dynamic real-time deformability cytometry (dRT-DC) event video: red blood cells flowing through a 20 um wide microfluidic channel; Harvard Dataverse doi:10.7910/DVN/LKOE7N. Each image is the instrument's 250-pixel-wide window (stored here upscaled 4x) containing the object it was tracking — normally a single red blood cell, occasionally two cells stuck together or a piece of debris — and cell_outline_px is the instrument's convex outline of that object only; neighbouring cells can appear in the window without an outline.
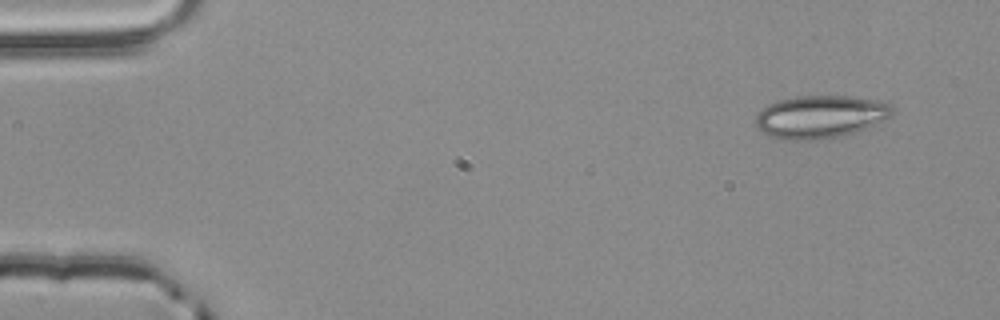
{"species": "common noctule bat (a hibernating species)", "species_latin": "Nyctalus noctula", "temperature_condition": "room temperature", "stored_images_in_passage": 51, "camera_frame_rate_fps": 3000, "um_per_image_px": 0.085, "animal": {"sex": "male", "body_mass_g": 20.4}, "frame": {"image": 1, "passage_image": 1, "time_ms": 0.0, "image_size_px": [1000, 320], "cell_outline_px": [[892, 116], [864, 128], [840, 136], [816, 140], [784, 140], [772, 136], [756, 128], [756, 116], [768, 104], [780, 100], [796, 96], [848, 96], [876, 100], [888, 104], [892, 108]], "centroid_in_image_um": [69.69, 9.92], "position_along_channel_um": 15.3, "area_um2": 33.58}}
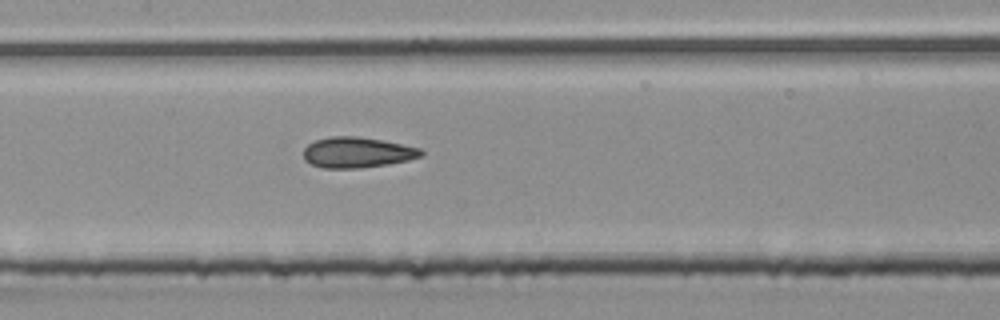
{"frame": {"image": 2, "passage_image": 23, "time_ms": 7.333, "image_size_px": [1000, 320], "cell_outline_px": [[424, 152], [420, 156], [408, 160], [388, 164], [360, 168], [324, 168], [312, 164], [304, 160], [304, 148], [308, 144], [316, 140], [332, 136], [356, 136], [384, 140], [420, 148]], "centroid_in_image_um": [30.36, 12.95], "position_along_channel_um": 177.0, "area_um2": 20.92}}
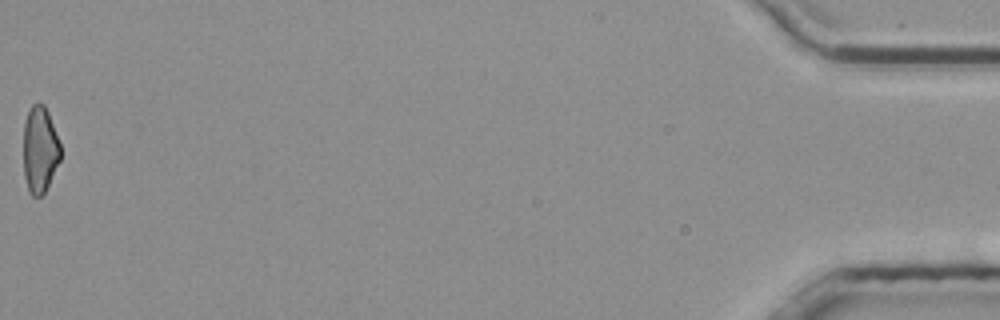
{"frame": {"image": 3, "passage_image": 51, "time_ms": 16.667, "image_size_px": [1000, 320], "cell_outline_px": [[60, 160], [44, 192], [40, 196], [32, 196], [28, 192], [24, 176], [24, 120], [32, 104], [44, 104], [48, 112], [60, 144]], "centroid_in_image_um": [3.37, 12.72], "position_along_channel_um": 431.8, "area_um2": 18.5}, "authors_computed_cell_mechanics": {"area_um2": 20.6924, "velocity_mm_per_s": 3.8643, "shape_relaxation_time_tau1_ms": 10.5361, "shape_relaxation_time_tau2_ms": 2.4761, "deformation_change_tau1": 0.1761, "deformation_change_tau2": 0.102}}